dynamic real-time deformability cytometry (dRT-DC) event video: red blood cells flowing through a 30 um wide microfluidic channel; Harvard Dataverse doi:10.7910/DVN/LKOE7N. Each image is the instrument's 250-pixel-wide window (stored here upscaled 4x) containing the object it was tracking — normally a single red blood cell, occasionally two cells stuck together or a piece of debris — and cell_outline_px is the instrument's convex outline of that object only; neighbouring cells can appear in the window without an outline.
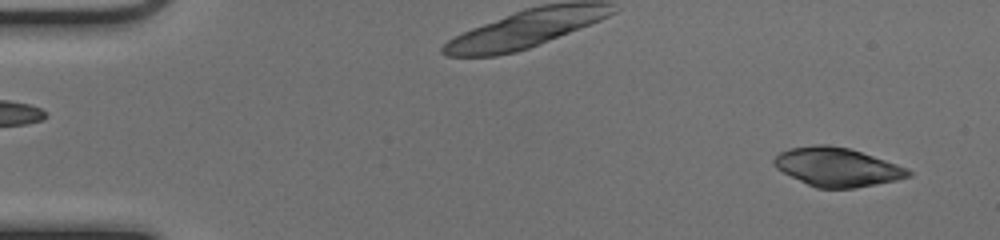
{"species": "common noctule bat (a hibernating species)", "species_latin": "Nyctalus noctula", "temperature_condition": "cold", "stored_images_in_passage": 51, "camera_frame_rate_fps": 3000, "um_per_image_px": 0.085, "animal": {"sex": "female", "body_mass_g": 17.0, "forearm_length_mm": 48.0}, "frame": {"image": 1, "passage_image": 3, "time_ms": 0.667, "image_size_px": [1000, 240], "cell_outline_px": [[912, 176], [896, 180], [856, 188], [816, 188], [776, 168], [772, 164], [772, 160], [780, 152], [788, 148], [816, 144], [828, 144], [848, 148], [908, 168], [912, 172]], "centroid_in_image_um": [71.14, 14.19], "position_along_channel_um": 13.9, "area_um2": 30.11}}